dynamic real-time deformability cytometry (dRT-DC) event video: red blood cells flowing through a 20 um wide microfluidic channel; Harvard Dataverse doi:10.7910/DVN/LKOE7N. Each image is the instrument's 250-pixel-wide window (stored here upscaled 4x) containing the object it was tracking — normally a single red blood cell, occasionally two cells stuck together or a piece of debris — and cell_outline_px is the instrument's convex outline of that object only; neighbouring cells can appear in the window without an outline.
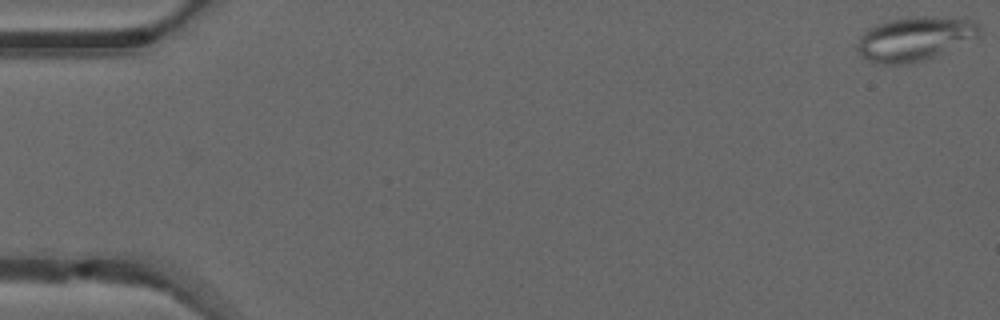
{"species": "common noctule bat (a hibernating species)", "species_latin": "Nyctalus noctula", "temperature_condition": "warm", "stored_images_in_passage": 50, "camera_frame_rate_fps": 3000, "um_per_image_px": 0.085, "animal": {"sex": "male", "forearm_length_mm": 52.5}, "frame": {"image": 1, "passage_image": 1, "time_ms": 0.0, "image_size_px": [1000, 320], "cell_outline_px": [[980, 32], [976, 36], [924, 60], [900, 64], [880, 64], [868, 60], [860, 56], [856, 48], [856, 44], [860, 36], [868, 28], [876, 24], [892, 20], [916, 16], [932, 16], [972, 20], [980, 24]], "centroid_in_image_um": [77.67, 3.28], "position_along_channel_um": 7.3, "area_um2": 30.75}}
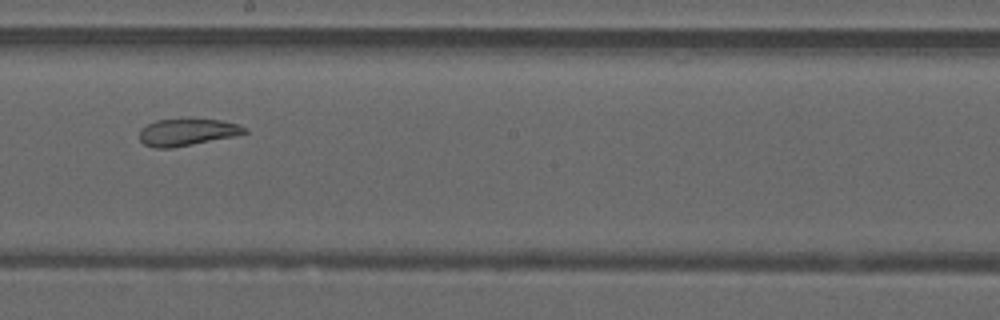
{"frame": {"image": 2, "passage_image": 29, "time_ms": 9.333, "image_size_px": [1000, 320], "cell_outline_px": [[248, 132], [236, 136], [172, 148], [152, 148], [144, 144], [140, 140], [140, 128], [156, 120], [220, 120], [236, 124], [248, 128]], "centroid_in_image_um": [15.9, 11.26], "position_along_channel_um": 232.3, "area_um2": 16.36}}
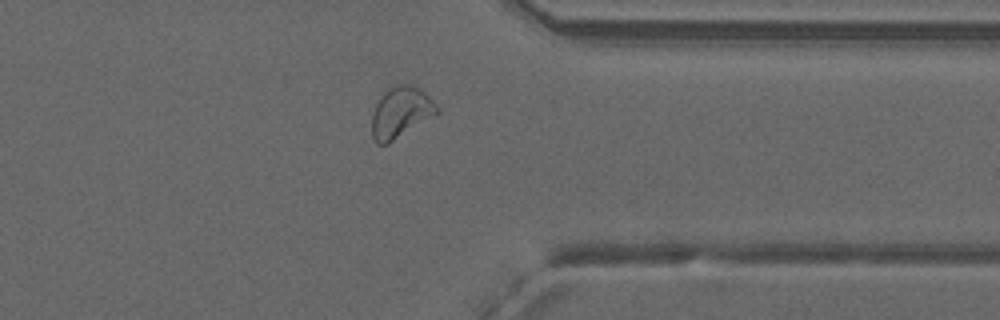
{"frame": {"image": 3, "passage_image": 40, "time_ms": 13.0, "image_size_px": [1000, 320], "cell_outline_px": [[440, 112], [388, 144], [376, 144], [372, 136], [372, 112], [380, 96], [388, 88], [396, 84], [408, 84], [420, 88], [440, 108]], "centroid_in_image_um": [34.05, 9.55], "position_along_channel_um": 377.3, "area_um2": 19.42}, "authors_computed_cell_mechanics": {"area_um2": 21.8195, "velocity_mm_per_s": 4.108, "shape_relaxation_time_tau1_ms": null, "shape_relaxation_time_tau2_ms": 1.586, "deformation_change_tau1": null, "deformation_change_tau2": 0.0758}}